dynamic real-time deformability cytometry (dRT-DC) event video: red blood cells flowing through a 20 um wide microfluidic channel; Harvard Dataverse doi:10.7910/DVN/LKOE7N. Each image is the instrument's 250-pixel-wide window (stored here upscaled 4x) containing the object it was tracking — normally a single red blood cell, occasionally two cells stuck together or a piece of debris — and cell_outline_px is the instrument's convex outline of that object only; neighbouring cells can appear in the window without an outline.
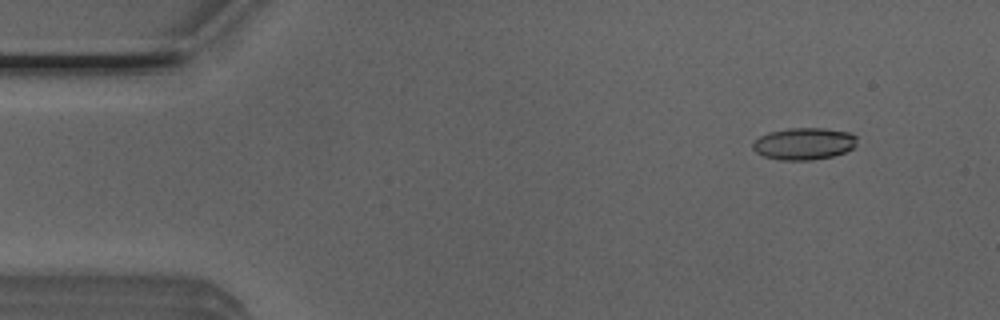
{"species": "Egyptian fruit bat (a non-hibernating species)", "species_latin": "Rousettus aegyptiacus", "temperature_condition": "room temperature", "stored_images_in_passage": 52, "camera_frame_rate_fps": 3000, "um_per_image_px": 0.085, "animal": {"sex": "male"}, "frame": {"image": 1, "passage_image": 5, "time_ms": 1.333, "image_size_px": [1000, 320], "cell_outline_px": [[856, 144], [852, 148], [844, 152], [832, 156], [812, 160], [780, 160], [764, 156], [756, 152], [752, 148], [752, 144], [760, 136], [768, 132], [788, 128], [824, 128], [852, 132], [856, 136]], "centroid_in_image_um": [68.34, 12.2], "position_along_channel_um": 16.7, "area_um2": 19.48}}
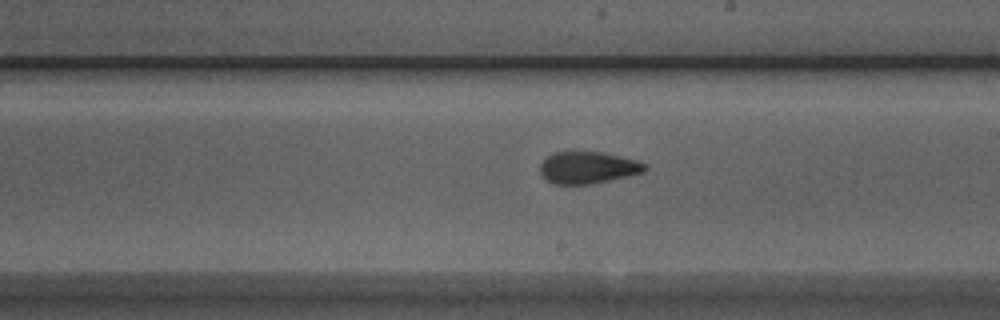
{"frame": {"image": 2, "passage_image": 29, "time_ms": 9.333, "image_size_px": [1000, 320], "cell_outline_px": [[648, 168], [644, 172], [628, 176], [592, 184], [552, 184], [544, 180], [540, 172], [540, 164], [544, 156], [552, 152], [572, 148], [604, 152], [640, 160], [648, 164]], "centroid_in_image_um": [49.93, 14.19], "position_along_channel_um": 239.1, "area_um2": 20.81}}
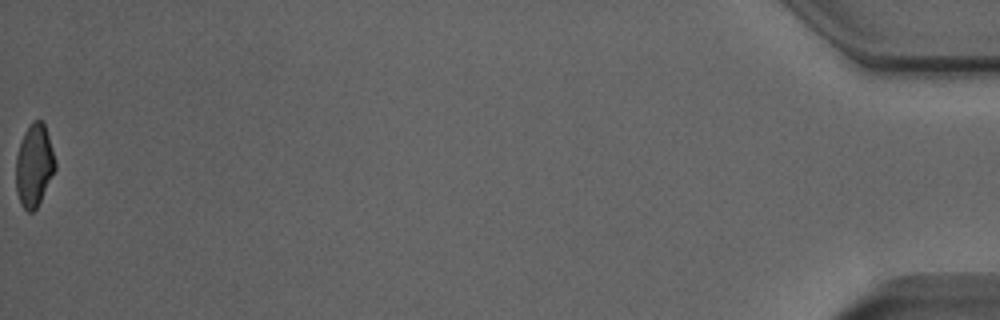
{"frame": {"image": 3, "passage_image": 52, "time_ms": 17.0, "image_size_px": [1000, 320], "cell_outline_px": [[56, 168], [36, 208], [32, 212], [28, 212], [20, 204], [16, 192], [16, 156], [24, 132], [32, 120], [40, 120], [44, 124], [56, 160]], "centroid_in_image_um": [2.89, 14.06], "position_along_channel_um": 432.3, "area_um2": 18.73}, "authors_computed_cell_mechanics": {"area_um2": 19.5942, "velocity_mm_per_s": 3.9406, "shape_relaxation_time_tau1_ms": null, "shape_relaxation_time_tau2_ms": 1.7012, "deformation_change_tau1": null, "deformation_change_tau2": 0.0695}}